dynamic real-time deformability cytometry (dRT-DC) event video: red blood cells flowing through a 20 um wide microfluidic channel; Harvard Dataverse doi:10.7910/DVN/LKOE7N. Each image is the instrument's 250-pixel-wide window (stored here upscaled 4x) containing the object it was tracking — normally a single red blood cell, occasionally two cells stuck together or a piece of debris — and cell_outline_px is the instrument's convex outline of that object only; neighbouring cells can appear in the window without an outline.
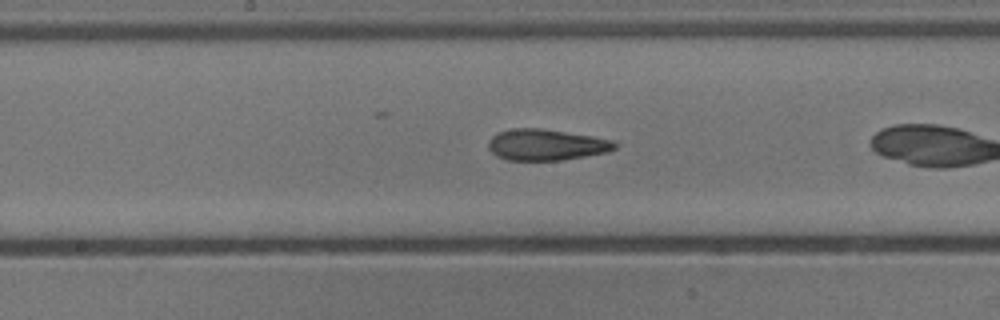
{"species": "common noctule bat (a hibernating species)", "species_latin": "Nyctalus noctula", "temperature_condition": "cold", "stored_images_in_passage": 26, "camera_frame_rate_fps": 3000, "um_per_image_px": 0.085, "animal": {"sex": "male", "body_mass_g": 13.3}, "frame": {"image": 1, "passage_image": 12, "time_ms": 3.667, "image_size_px": [1000, 320], "cell_outline_px": [[616, 148], [608, 152], [560, 160], [508, 160], [496, 156], [488, 148], [488, 144], [492, 136], [500, 132], [512, 128], [544, 128], [616, 140]], "centroid_in_image_um": [46.44, 12.3], "position_along_channel_um": 201.8, "area_um2": 23.0}}
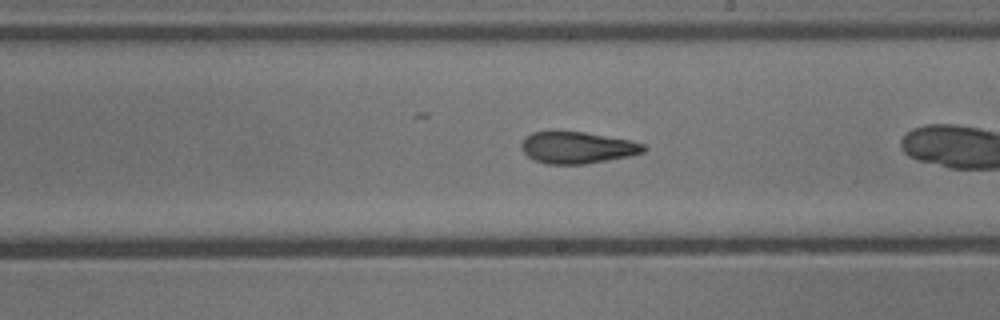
{"frame": {"image": 2, "passage_image": 15, "time_ms": 4.667, "image_size_px": [1000, 320], "cell_outline_px": [[648, 148], [644, 152], [628, 156], [584, 164], [548, 164], [532, 160], [520, 148], [520, 144], [524, 136], [532, 132], [584, 132], [628, 140], [644, 144]], "centroid_in_image_um": [49.02, 12.55], "position_along_channel_um": 240.0, "area_um2": 22.48}}